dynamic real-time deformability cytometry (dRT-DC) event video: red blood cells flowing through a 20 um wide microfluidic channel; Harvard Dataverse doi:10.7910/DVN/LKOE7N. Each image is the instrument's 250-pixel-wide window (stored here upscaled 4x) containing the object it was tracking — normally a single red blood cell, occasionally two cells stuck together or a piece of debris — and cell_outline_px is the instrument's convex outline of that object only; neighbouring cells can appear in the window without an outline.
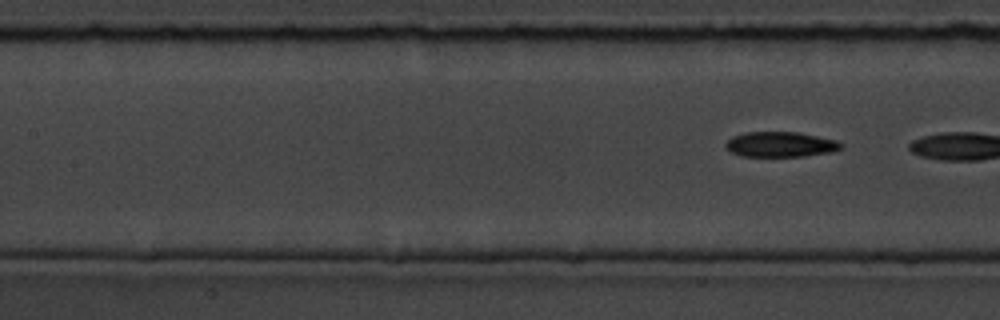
{"species": "common noctule bat (a hibernating species)", "species_latin": "Nyctalus noctula", "temperature_condition": "room temperature", "stored_images_in_passage": 8, "segment_of_instrument_passage": [2, 2], "camera_frame_rate_fps": 3000, "um_per_image_px": 0.085, "animal": {"sex": "male", "body_mass_g": 19.5, "forearm_length_mm": 54.6}, "frame": {"image": 1, "passage_image": 8, "time_ms": 9.333, "image_size_px": [1000, 320], "cell_outline_px": [[844, 148], [832, 152], [804, 156], [740, 156], [724, 148], [724, 144], [732, 136], [744, 132], [796, 132], [836, 140], [844, 144]], "centroid_in_image_um": [66.33, 12.27], "position_along_channel_um": 141.1, "area_um2": 17.05}}